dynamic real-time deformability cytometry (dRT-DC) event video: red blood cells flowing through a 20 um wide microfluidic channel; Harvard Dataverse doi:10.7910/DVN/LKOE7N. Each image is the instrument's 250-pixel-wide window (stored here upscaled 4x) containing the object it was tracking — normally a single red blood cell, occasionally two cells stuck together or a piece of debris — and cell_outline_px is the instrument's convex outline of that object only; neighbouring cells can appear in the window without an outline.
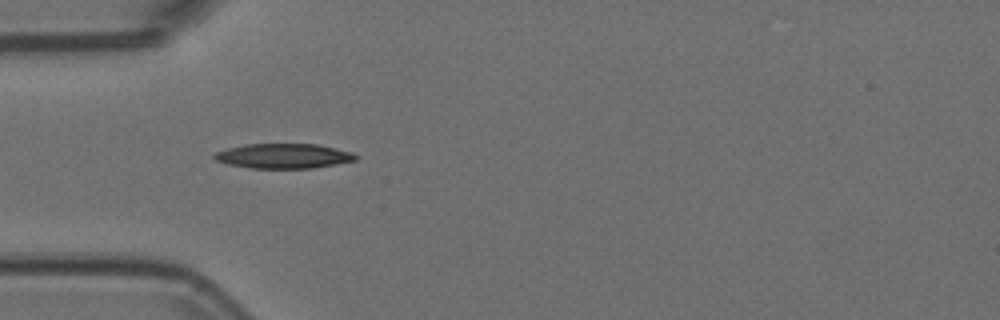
{"species": "Egyptian fruit bat (a non-hibernating species)", "species_latin": "Rousettus aegyptiacus", "temperature_condition": "room temperature", "stored_images_in_passage": 14, "camera_frame_rate_fps": 3000, "um_per_image_px": 0.085, "animal": {"sex": "female"}, "frame": {"image": 1, "passage_image": 4, "time_ms": 1.0, "image_size_px": [1000, 320], "cell_outline_px": [[360, 156], [356, 160], [336, 164], [312, 168], [248, 168], [228, 164], [216, 160], [212, 156], [216, 152], [228, 148], [244, 144], [316, 144], [352, 152]], "centroid_in_image_um": [24.11, 13.26], "position_along_channel_um": 60.9, "area_um2": 20.4}}
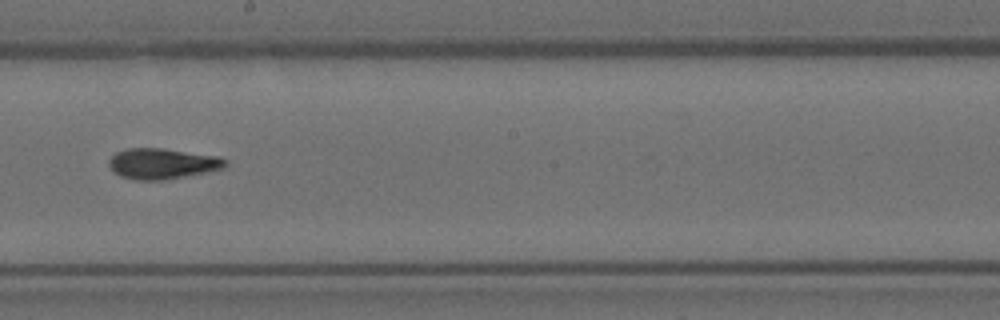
{"frame": {"image": 2, "passage_image": 8, "time_ms": 2.333, "image_size_px": [1000, 320], "cell_outline_px": [[228, 164], [224, 168], [208, 172], [164, 180], [136, 180], [120, 176], [108, 164], [108, 160], [116, 152], [128, 148], [160, 148], [220, 156], [228, 160]], "centroid_in_image_um": [13.84, 13.91], "position_along_channel_um": 234.4, "area_um2": 20.87}}
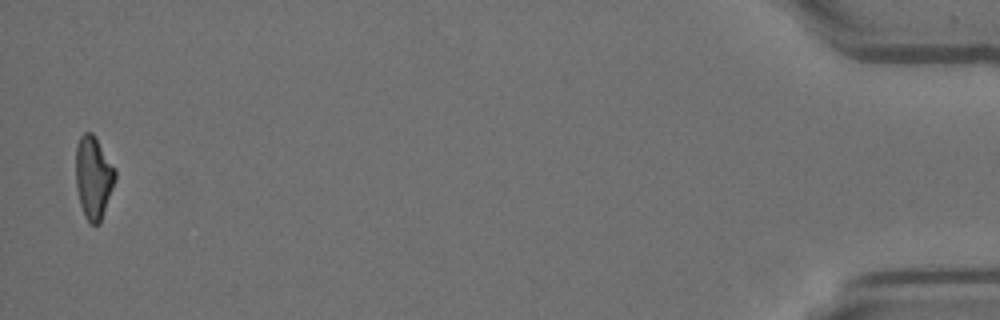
{"frame": {"image": 3, "passage_image": 14, "time_ms": 4.333, "image_size_px": [1000, 320], "cell_outline_px": [[116, 180], [100, 224], [88, 224], [84, 216], [80, 204], [76, 188], [76, 148], [80, 136], [84, 132], [92, 132], [96, 136], [116, 168]], "centroid_in_image_um": [7.96, 15.08], "position_along_channel_um": 427.2, "area_um2": 19.42}}